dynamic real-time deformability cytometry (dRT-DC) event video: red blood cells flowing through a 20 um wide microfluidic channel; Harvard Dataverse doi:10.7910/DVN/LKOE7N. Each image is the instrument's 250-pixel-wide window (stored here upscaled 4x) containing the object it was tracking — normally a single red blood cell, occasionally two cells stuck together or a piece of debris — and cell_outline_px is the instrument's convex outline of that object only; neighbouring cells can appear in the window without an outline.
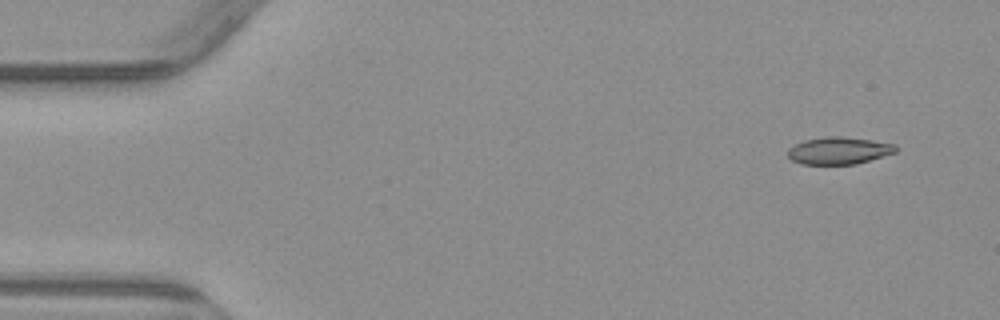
{"species": "common noctule bat (a hibernating species)", "species_latin": "Nyctalus noctula", "temperature_condition": "warm", "stored_images_in_passage": 6, "camera_frame_rate_fps": 3000, "um_per_image_px": 0.085, "animal": {"sex": "male", "body_mass_g": 23.1, "forearm_length_mm": 52.7}, "frame": {"image": 1, "passage_image": 1, "time_ms": 0.0, "image_size_px": [1000, 320], "cell_outline_px": [[896, 152], [856, 164], [800, 164], [792, 160], [788, 156], [788, 148], [804, 140], [824, 136], [840, 136], [872, 140], [896, 144]], "centroid_in_image_um": [71.29, 12.8], "position_along_channel_um": 13.7, "area_um2": 17.11}}
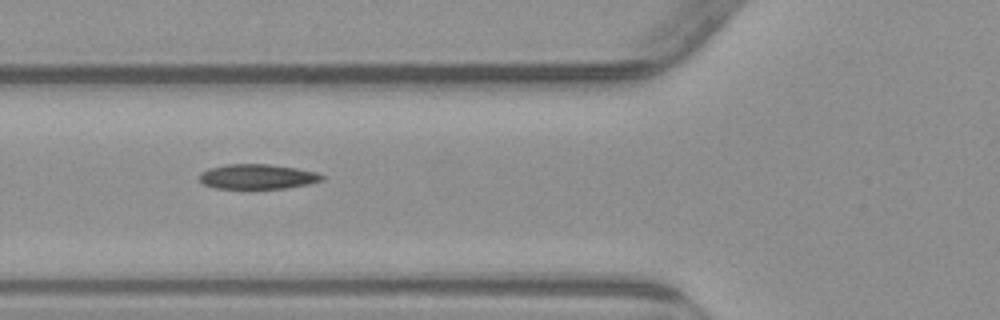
{"frame": {"image": 2, "passage_image": 5, "time_ms": 5.333, "image_size_px": [1000, 320], "cell_outline_px": [[324, 180], [308, 184], [288, 188], [216, 188], [204, 184], [200, 180], [200, 172], [208, 168], [224, 164], [268, 164], [296, 168], [316, 172], [324, 176]], "centroid_in_image_um": [21.88, 15.0], "position_along_channel_um": 103.9, "area_um2": 17.74}}
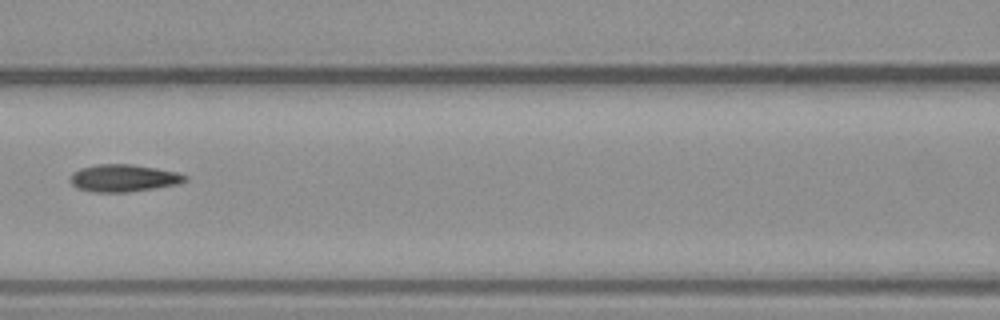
{"frame": {"image": 3, "passage_image": 6, "time_ms": 6.667, "image_size_px": [1000, 320], "cell_outline_px": [[188, 180], [180, 184], [128, 192], [96, 192], [76, 188], [68, 180], [72, 172], [80, 168], [96, 164], [128, 164], [156, 168], [176, 172], [188, 176]], "centroid_in_image_um": [10.48, 15.14], "position_along_channel_um": 156.1, "area_um2": 18.38}}